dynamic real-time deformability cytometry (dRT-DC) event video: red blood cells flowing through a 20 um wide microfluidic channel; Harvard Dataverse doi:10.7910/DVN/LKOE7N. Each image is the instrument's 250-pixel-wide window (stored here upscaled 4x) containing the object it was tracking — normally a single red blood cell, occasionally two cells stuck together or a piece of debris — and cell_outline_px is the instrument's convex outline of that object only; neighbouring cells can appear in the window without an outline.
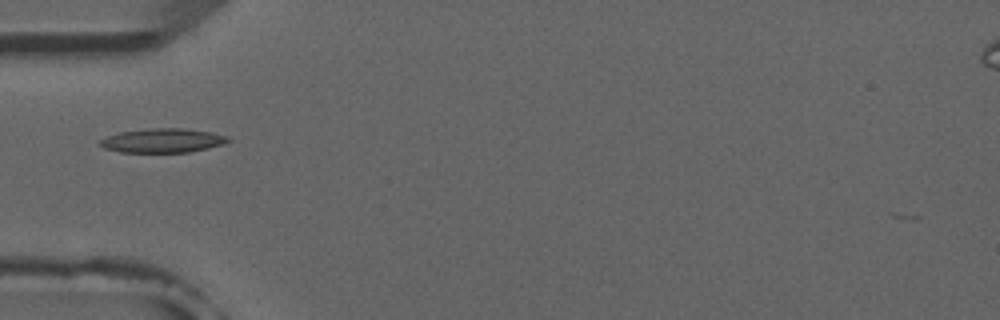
{"species": "common noctule bat (a hibernating species)", "species_latin": "Nyctalus noctula", "temperature_condition": "room temperature", "stored_images_in_passage": 6, "camera_frame_rate_fps": 3000, "um_per_image_px": 0.085, "animal": {"sex": "male", "forearm_length_mm": 52.5}, "frame": {"image": 1, "passage_image": 5, "time_ms": 5.333, "image_size_px": [1000, 320], "cell_outline_px": [[232, 140], [224, 144], [208, 148], [188, 152], [120, 152], [104, 148], [96, 144], [100, 140], [108, 136], [120, 132], [148, 128], [184, 128], [212, 132], [228, 136]], "centroid_in_image_um": [13.84, 11.94], "position_along_channel_um": 71.2, "area_um2": 18.15}}